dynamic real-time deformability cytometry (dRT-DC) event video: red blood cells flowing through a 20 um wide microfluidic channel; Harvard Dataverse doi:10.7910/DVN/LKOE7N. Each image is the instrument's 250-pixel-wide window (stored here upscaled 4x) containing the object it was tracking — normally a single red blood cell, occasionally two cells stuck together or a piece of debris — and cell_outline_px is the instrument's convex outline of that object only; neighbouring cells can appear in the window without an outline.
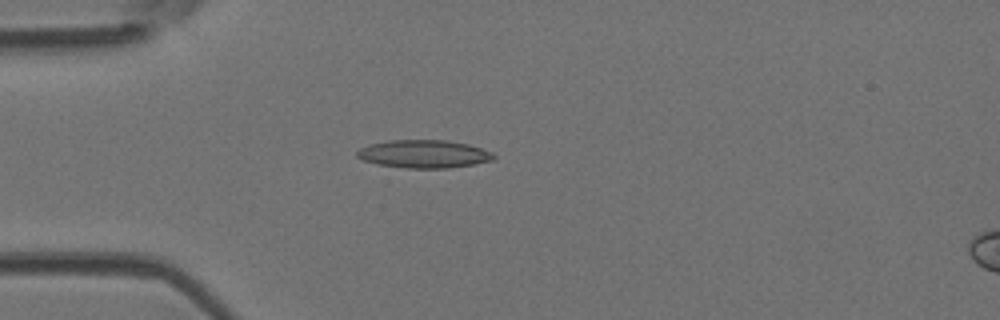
{"species": "Egyptian fruit bat (a non-hibernating species)", "species_latin": "Rousettus aegyptiacus", "temperature_condition": "room temperature", "stored_images_in_passage": 29, "camera_frame_rate_fps": 3000, "um_per_image_px": 0.085, "animal": {"sex": "female"}, "frame": {"image": 1, "passage_image": 9, "time_ms": 2.667, "image_size_px": [1000, 320], "cell_outline_px": [[496, 156], [492, 160], [472, 164], [448, 168], [408, 168], [376, 164], [364, 160], [356, 156], [356, 152], [360, 148], [368, 144], [388, 140], [448, 140], [468, 144], [492, 152]], "centroid_in_image_um": [36.0, 13.08], "position_along_channel_um": 49.0, "area_um2": 22.25}}
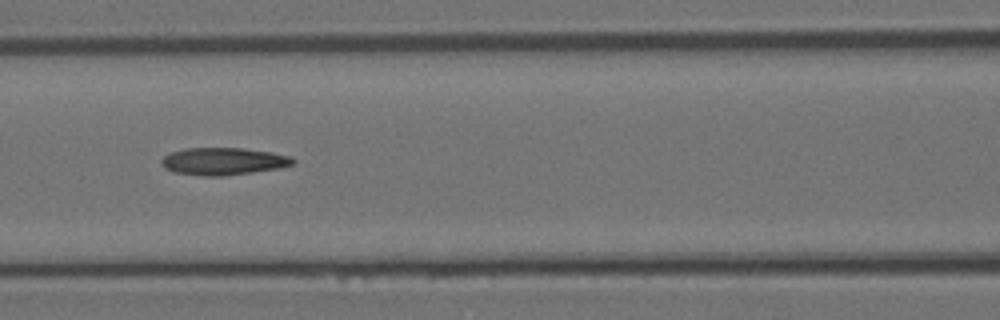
{"frame": {"image": 2, "passage_image": 17, "time_ms": 5.333, "image_size_px": [1000, 320], "cell_outline_px": [[296, 160], [292, 164], [280, 168], [224, 176], [200, 176], [172, 172], [164, 168], [160, 164], [160, 160], [164, 156], [172, 152], [184, 148], [244, 148], [272, 152], [292, 156]], "centroid_in_image_um": [18.96, 13.71], "position_along_channel_um": 147.6, "area_um2": 21.21}}
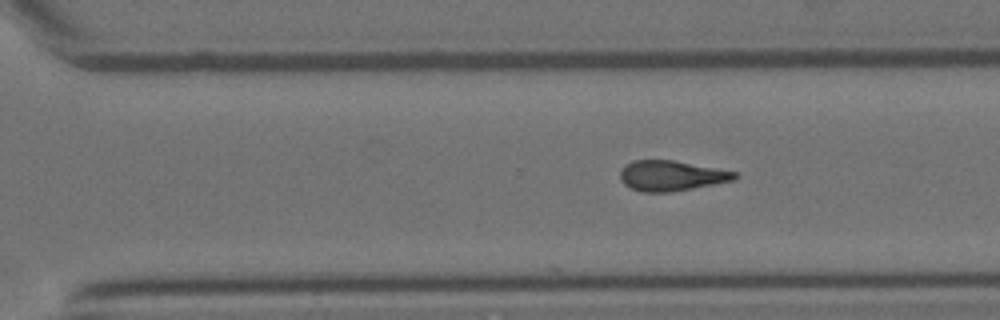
{"frame": {"image": 3, "passage_image": 29, "time_ms": 9.333, "image_size_px": [1000, 320], "cell_outline_px": [[740, 176], [736, 180], [672, 192], [640, 192], [624, 184], [620, 180], [620, 168], [624, 164], [632, 160], [672, 160], [736, 172]], "centroid_in_image_um": [57.04, 14.94], "position_along_channel_um": 313.6, "area_um2": 20.35}}